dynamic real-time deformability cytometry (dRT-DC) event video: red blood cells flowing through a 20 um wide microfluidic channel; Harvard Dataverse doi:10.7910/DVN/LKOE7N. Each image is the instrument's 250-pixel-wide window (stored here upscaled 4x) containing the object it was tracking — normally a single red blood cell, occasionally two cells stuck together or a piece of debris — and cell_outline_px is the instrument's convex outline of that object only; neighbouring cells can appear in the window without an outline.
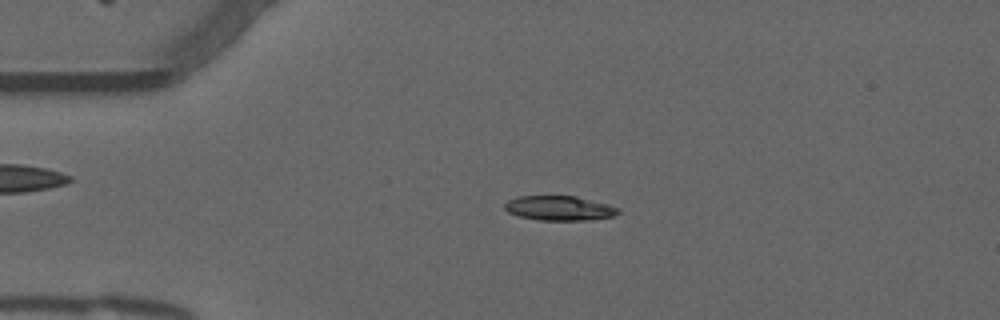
{"species": "common noctule bat (a hibernating species)", "species_latin": "Nyctalus noctula", "temperature_condition": "warm", "stored_images_in_passage": 53, "camera_frame_rate_fps": 3000, "um_per_image_px": 0.085, "animal": {"sex": "male", "forearm_length_mm": 52.5}, "frame": {"image": 1, "passage_image": 11, "time_ms": 3.333, "image_size_px": [1000, 320], "cell_outline_px": [[620, 212], [616, 216], [588, 220], [540, 220], [520, 216], [508, 212], [504, 208], [504, 204], [508, 200], [516, 196], [576, 196], [608, 204], [620, 208]], "centroid_in_image_um": [47.57, 17.69], "position_along_channel_um": 37.4, "area_um2": 16.36}}
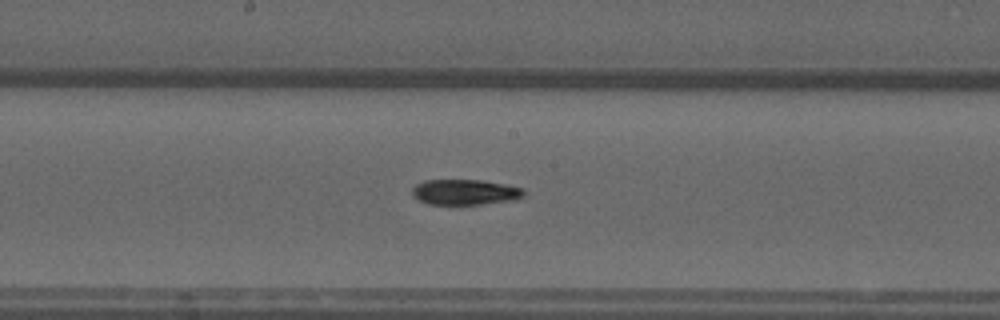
{"frame": {"image": 2, "passage_image": 27, "time_ms": 8.667, "image_size_px": [1000, 320], "cell_outline_px": [[524, 196], [516, 200], [484, 204], [428, 204], [412, 196], [412, 188], [416, 184], [424, 180], [484, 180], [524, 188]], "centroid_in_image_um": [39.54, 16.33], "position_along_channel_um": 208.7, "area_um2": 16.7}}
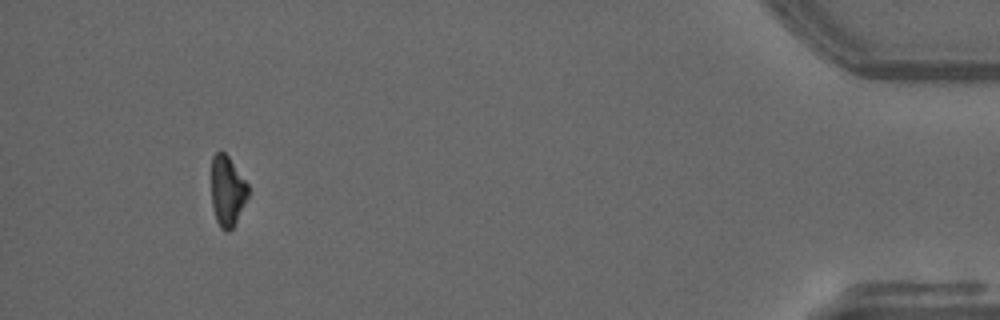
{"frame": {"image": 3, "passage_image": 49, "time_ms": 16.0, "image_size_px": [1000, 320], "cell_outline_px": [[248, 196], [232, 228], [228, 232], [224, 232], [220, 228], [216, 220], [212, 208], [212, 156], [216, 152], [224, 152], [228, 156], [248, 184]], "centroid_in_image_um": [19.31, 16.25], "position_along_channel_um": 415.9, "area_um2": 14.91}, "authors_computed_cell_mechanics": {"area_um2": 16.6464, "velocity_mm_per_s": 3.8155, "shape_relaxation_time_tau1_ms": 4.3482, "shape_relaxation_time_tau2_ms": null, "deformation_change_tau1": 0.1816, "deformation_change_tau2": null}}